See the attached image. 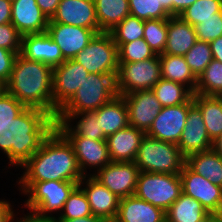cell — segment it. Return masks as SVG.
I'll use <instances>...</instances> for the list:
<instances>
[{
	"mask_svg": "<svg viewBox=\"0 0 222 222\" xmlns=\"http://www.w3.org/2000/svg\"><path fill=\"white\" fill-rule=\"evenodd\" d=\"M55 128V118L42 109L27 107L0 130V153L7 157L8 168H20L40 148Z\"/></svg>",
	"mask_w": 222,
	"mask_h": 222,
	"instance_id": "cell-1",
	"label": "cell"
},
{
	"mask_svg": "<svg viewBox=\"0 0 222 222\" xmlns=\"http://www.w3.org/2000/svg\"><path fill=\"white\" fill-rule=\"evenodd\" d=\"M22 168L18 181L79 182L84 177L72 145L56 128Z\"/></svg>",
	"mask_w": 222,
	"mask_h": 222,
	"instance_id": "cell-2",
	"label": "cell"
},
{
	"mask_svg": "<svg viewBox=\"0 0 222 222\" xmlns=\"http://www.w3.org/2000/svg\"><path fill=\"white\" fill-rule=\"evenodd\" d=\"M52 68L40 61L16 56L8 81L3 86L26 107L38 108L56 118L53 105Z\"/></svg>",
	"mask_w": 222,
	"mask_h": 222,
	"instance_id": "cell-3",
	"label": "cell"
},
{
	"mask_svg": "<svg viewBox=\"0 0 222 222\" xmlns=\"http://www.w3.org/2000/svg\"><path fill=\"white\" fill-rule=\"evenodd\" d=\"M19 192L27 198L24 207L42 217L59 216L71 192L79 182L72 181H16ZM53 214H56L53 215ZM58 214V215H57Z\"/></svg>",
	"mask_w": 222,
	"mask_h": 222,
	"instance_id": "cell-4",
	"label": "cell"
},
{
	"mask_svg": "<svg viewBox=\"0 0 222 222\" xmlns=\"http://www.w3.org/2000/svg\"><path fill=\"white\" fill-rule=\"evenodd\" d=\"M116 76L88 74L74 96L58 111L55 122H63L69 115L94 112L116 95Z\"/></svg>",
	"mask_w": 222,
	"mask_h": 222,
	"instance_id": "cell-5",
	"label": "cell"
},
{
	"mask_svg": "<svg viewBox=\"0 0 222 222\" xmlns=\"http://www.w3.org/2000/svg\"><path fill=\"white\" fill-rule=\"evenodd\" d=\"M134 162L141 172L180 174L186 158L176 144L145 134Z\"/></svg>",
	"mask_w": 222,
	"mask_h": 222,
	"instance_id": "cell-6",
	"label": "cell"
},
{
	"mask_svg": "<svg viewBox=\"0 0 222 222\" xmlns=\"http://www.w3.org/2000/svg\"><path fill=\"white\" fill-rule=\"evenodd\" d=\"M181 193L179 174L140 172L134 195L166 211Z\"/></svg>",
	"mask_w": 222,
	"mask_h": 222,
	"instance_id": "cell-7",
	"label": "cell"
},
{
	"mask_svg": "<svg viewBox=\"0 0 222 222\" xmlns=\"http://www.w3.org/2000/svg\"><path fill=\"white\" fill-rule=\"evenodd\" d=\"M118 64L115 78L117 95L152 90L162 78L158 54L144 61Z\"/></svg>",
	"mask_w": 222,
	"mask_h": 222,
	"instance_id": "cell-8",
	"label": "cell"
},
{
	"mask_svg": "<svg viewBox=\"0 0 222 222\" xmlns=\"http://www.w3.org/2000/svg\"><path fill=\"white\" fill-rule=\"evenodd\" d=\"M73 59L90 74L118 73V47L109 32L97 33Z\"/></svg>",
	"mask_w": 222,
	"mask_h": 222,
	"instance_id": "cell-9",
	"label": "cell"
},
{
	"mask_svg": "<svg viewBox=\"0 0 222 222\" xmlns=\"http://www.w3.org/2000/svg\"><path fill=\"white\" fill-rule=\"evenodd\" d=\"M140 172L134 161H111L92 176L121 199L135 194Z\"/></svg>",
	"mask_w": 222,
	"mask_h": 222,
	"instance_id": "cell-10",
	"label": "cell"
},
{
	"mask_svg": "<svg viewBox=\"0 0 222 222\" xmlns=\"http://www.w3.org/2000/svg\"><path fill=\"white\" fill-rule=\"evenodd\" d=\"M88 71L74 59L52 69L53 105L59 111L87 79Z\"/></svg>",
	"mask_w": 222,
	"mask_h": 222,
	"instance_id": "cell-11",
	"label": "cell"
},
{
	"mask_svg": "<svg viewBox=\"0 0 222 222\" xmlns=\"http://www.w3.org/2000/svg\"><path fill=\"white\" fill-rule=\"evenodd\" d=\"M182 193L199 201L209 213L222 214V187L192 171L186 164L179 174Z\"/></svg>",
	"mask_w": 222,
	"mask_h": 222,
	"instance_id": "cell-12",
	"label": "cell"
},
{
	"mask_svg": "<svg viewBox=\"0 0 222 222\" xmlns=\"http://www.w3.org/2000/svg\"><path fill=\"white\" fill-rule=\"evenodd\" d=\"M193 104L192 97L187 103L171 107H162L146 134L157 140L177 145L186 124L189 108Z\"/></svg>",
	"mask_w": 222,
	"mask_h": 222,
	"instance_id": "cell-13",
	"label": "cell"
},
{
	"mask_svg": "<svg viewBox=\"0 0 222 222\" xmlns=\"http://www.w3.org/2000/svg\"><path fill=\"white\" fill-rule=\"evenodd\" d=\"M78 186L85 193L92 215L103 221H114L118 214L120 198L102 185L92 175L84 176Z\"/></svg>",
	"mask_w": 222,
	"mask_h": 222,
	"instance_id": "cell-14",
	"label": "cell"
},
{
	"mask_svg": "<svg viewBox=\"0 0 222 222\" xmlns=\"http://www.w3.org/2000/svg\"><path fill=\"white\" fill-rule=\"evenodd\" d=\"M128 109L129 124L147 133L162 109L152 90L136 91L123 95Z\"/></svg>",
	"mask_w": 222,
	"mask_h": 222,
	"instance_id": "cell-15",
	"label": "cell"
},
{
	"mask_svg": "<svg viewBox=\"0 0 222 222\" xmlns=\"http://www.w3.org/2000/svg\"><path fill=\"white\" fill-rule=\"evenodd\" d=\"M64 137L72 145L79 167L84 176L95 174L111 162L106 141L93 140L81 136ZM87 169H90L89 172ZM91 169H94L93 172ZM90 171L92 173H90Z\"/></svg>",
	"mask_w": 222,
	"mask_h": 222,
	"instance_id": "cell-16",
	"label": "cell"
},
{
	"mask_svg": "<svg viewBox=\"0 0 222 222\" xmlns=\"http://www.w3.org/2000/svg\"><path fill=\"white\" fill-rule=\"evenodd\" d=\"M46 33L60 47L66 60L73 59L100 31L62 23H49Z\"/></svg>",
	"mask_w": 222,
	"mask_h": 222,
	"instance_id": "cell-17",
	"label": "cell"
},
{
	"mask_svg": "<svg viewBox=\"0 0 222 222\" xmlns=\"http://www.w3.org/2000/svg\"><path fill=\"white\" fill-rule=\"evenodd\" d=\"M210 139L200 109L193 104L188 111L186 124L180 136L179 147L182 155L188 156L212 149Z\"/></svg>",
	"mask_w": 222,
	"mask_h": 222,
	"instance_id": "cell-18",
	"label": "cell"
},
{
	"mask_svg": "<svg viewBox=\"0 0 222 222\" xmlns=\"http://www.w3.org/2000/svg\"><path fill=\"white\" fill-rule=\"evenodd\" d=\"M49 23L99 30L94 0H61Z\"/></svg>",
	"mask_w": 222,
	"mask_h": 222,
	"instance_id": "cell-19",
	"label": "cell"
},
{
	"mask_svg": "<svg viewBox=\"0 0 222 222\" xmlns=\"http://www.w3.org/2000/svg\"><path fill=\"white\" fill-rule=\"evenodd\" d=\"M20 54L29 60L40 61L52 69L65 61L60 47L46 32L22 36Z\"/></svg>",
	"mask_w": 222,
	"mask_h": 222,
	"instance_id": "cell-20",
	"label": "cell"
},
{
	"mask_svg": "<svg viewBox=\"0 0 222 222\" xmlns=\"http://www.w3.org/2000/svg\"><path fill=\"white\" fill-rule=\"evenodd\" d=\"M11 23L24 36L46 32L49 19L36 0H15L12 2Z\"/></svg>",
	"mask_w": 222,
	"mask_h": 222,
	"instance_id": "cell-21",
	"label": "cell"
},
{
	"mask_svg": "<svg viewBox=\"0 0 222 222\" xmlns=\"http://www.w3.org/2000/svg\"><path fill=\"white\" fill-rule=\"evenodd\" d=\"M145 132L133 126H127L106 138L112 162H133Z\"/></svg>",
	"mask_w": 222,
	"mask_h": 222,
	"instance_id": "cell-22",
	"label": "cell"
},
{
	"mask_svg": "<svg viewBox=\"0 0 222 222\" xmlns=\"http://www.w3.org/2000/svg\"><path fill=\"white\" fill-rule=\"evenodd\" d=\"M114 222H166V213L133 195L120 199Z\"/></svg>",
	"mask_w": 222,
	"mask_h": 222,
	"instance_id": "cell-23",
	"label": "cell"
},
{
	"mask_svg": "<svg viewBox=\"0 0 222 222\" xmlns=\"http://www.w3.org/2000/svg\"><path fill=\"white\" fill-rule=\"evenodd\" d=\"M55 128L63 136H81L106 141L104 132L93 112L71 114L63 122H55Z\"/></svg>",
	"mask_w": 222,
	"mask_h": 222,
	"instance_id": "cell-24",
	"label": "cell"
},
{
	"mask_svg": "<svg viewBox=\"0 0 222 222\" xmlns=\"http://www.w3.org/2000/svg\"><path fill=\"white\" fill-rule=\"evenodd\" d=\"M197 42L194 27L179 16L168 18L167 41L163 54L184 56Z\"/></svg>",
	"mask_w": 222,
	"mask_h": 222,
	"instance_id": "cell-25",
	"label": "cell"
},
{
	"mask_svg": "<svg viewBox=\"0 0 222 222\" xmlns=\"http://www.w3.org/2000/svg\"><path fill=\"white\" fill-rule=\"evenodd\" d=\"M93 113L99 121L105 139L130 125L127 105L121 95H116L111 101L103 104Z\"/></svg>",
	"mask_w": 222,
	"mask_h": 222,
	"instance_id": "cell-26",
	"label": "cell"
},
{
	"mask_svg": "<svg viewBox=\"0 0 222 222\" xmlns=\"http://www.w3.org/2000/svg\"><path fill=\"white\" fill-rule=\"evenodd\" d=\"M186 165L196 174L222 187V157L213 149L188 156Z\"/></svg>",
	"mask_w": 222,
	"mask_h": 222,
	"instance_id": "cell-27",
	"label": "cell"
},
{
	"mask_svg": "<svg viewBox=\"0 0 222 222\" xmlns=\"http://www.w3.org/2000/svg\"><path fill=\"white\" fill-rule=\"evenodd\" d=\"M159 59L163 79L181 83L195 93L197 77L186 63L184 56L159 54Z\"/></svg>",
	"mask_w": 222,
	"mask_h": 222,
	"instance_id": "cell-28",
	"label": "cell"
},
{
	"mask_svg": "<svg viewBox=\"0 0 222 222\" xmlns=\"http://www.w3.org/2000/svg\"><path fill=\"white\" fill-rule=\"evenodd\" d=\"M193 103L200 109L212 141L222 134V98L193 93Z\"/></svg>",
	"mask_w": 222,
	"mask_h": 222,
	"instance_id": "cell-29",
	"label": "cell"
},
{
	"mask_svg": "<svg viewBox=\"0 0 222 222\" xmlns=\"http://www.w3.org/2000/svg\"><path fill=\"white\" fill-rule=\"evenodd\" d=\"M100 32H109L130 15L129 0H94Z\"/></svg>",
	"mask_w": 222,
	"mask_h": 222,
	"instance_id": "cell-30",
	"label": "cell"
},
{
	"mask_svg": "<svg viewBox=\"0 0 222 222\" xmlns=\"http://www.w3.org/2000/svg\"><path fill=\"white\" fill-rule=\"evenodd\" d=\"M166 222H197L209 212L191 196L181 193L180 197L165 211Z\"/></svg>",
	"mask_w": 222,
	"mask_h": 222,
	"instance_id": "cell-31",
	"label": "cell"
},
{
	"mask_svg": "<svg viewBox=\"0 0 222 222\" xmlns=\"http://www.w3.org/2000/svg\"><path fill=\"white\" fill-rule=\"evenodd\" d=\"M152 91L162 107L187 103L193 97V92L187 86L163 78L152 88Z\"/></svg>",
	"mask_w": 222,
	"mask_h": 222,
	"instance_id": "cell-32",
	"label": "cell"
},
{
	"mask_svg": "<svg viewBox=\"0 0 222 222\" xmlns=\"http://www.w3.org/2000/svg\"><path fill=\"white\" fill-rule=\"evenodd\" d=\"M195 94L205 96L222 95V63L212 59L202 74L197 78Z\"/></svg>",
	"mask_w": 222,
	"mask_h": 222,
	"instance_id": "cell-33",
	"label": "cell"
},
{
	"mask_svg": "<svg viewBox=\"0 0 222 222\" xmlns=\"http://www.w3.org/2000/svg\"><path fill=\"white\" fill-rule=\"evenodd\" d=\"M114 43L119 48L123 43H129L143 38L144 21L137 17L128 15L112 30L109 31Z\"/></svg>",
	"mask_w": 222,
	"mask_h": 222,
	"instance_id": "cell-34",
	"label": "cell"
},
{
	"mask_svg": "<svg viewBox=\"0 0 222 222\" xmlns=\"http://www.w3.org/2000/svg\"><path fill=\"white\" fill-rule=\"evenodd\" d=\"M222 10V0H197L186 8L179 17L194 26L202 20L215 17V13Z\"/></svg>",
	"mask_w": 222,
	"mask_h": 222,
	"instance_id": "cell-35",
	"label": "cell"
},
{
	"mask_svg": "<svg viewBox=\"0 0 222 222\" xmlns=\"http://www.w3.org/2000/svg\"><path fill=\"white\" fill-rule=\"evenodd\" d=\"M168 19H155L144 21L143 39L155 52L163 54L167 41Z\"/></svg>",
	"mask_w": 222,
	"mask_h": 222,
	"instance_id": "cell-36",
	"label": "cell"
},
{
	"mask_svg": "<svg viewBox=\"0 0 222 222\" xmlns=\"http://www.w3.org/2000/svg\"><path fill=\"white\" fill-rule=\"evenodd\" d=\"M129 9L131 16L143 21L171 17L163 8V0H129Z\"/></svg>",
	"mask_w": 222,
	"mask_h": 222,
	"instance_id": "cell-37",
	"label": "cell"
},
{
	"mask_svg": "<svg viewBox=\"0 0 222 222\" xmlns=\"http://www.w3.org/2000/svg\"><path fill=\"white\" fill-rule=\"evenodd\" d=\"M92 215L89 202L83 190L77 186L69 195L59 216L54 219H76Z\"/></svg>",
	"mask_w": 222,
	"mask_h": 222,
	"instance_id": "cell-38",
	"label": "cell"
},
{
	"mask_svg": "<svg viewBox=\"0 0 222 222\" xmlns=\"http://www.w3.org/2000/svg\"><path fill=\"white\" fill-rule=\"evenodd\" d=\"M184 58L193 74L198 78L213 59L210 44L197 40Z\"/></svg>",
	"mask_w": 222,
	"mask_h": 222,
	"instance_id": "cell-39",
	"label": "cell"
},
{
	"mask_svg": "<svg viewBox=\"0 0 222 222\" xmlns=\"http://www.w3.org/2000/svg\"><path fill=\"white\" fill-rule=\"evenodd\" d=\"M155 55V52L146 41L141 38L129 43H123L118 48V63L144 61Z\"/></svg>",
	"mask_w": 222,
	"mask_h": 222,
	"instance_id": "cell-40",
	"label": "cell"
},
{
	"mask_svg": "<svg viewBox=\"0 0 222 222\" xmlns=\"http://www.w3.org/2000/svg\"><path fill=\"white\" fill-rule=\"evenodd\" d=\"M27 107L6 90L0 91V130L18 117Z\"/></svg>",
	"mask_w": 222,
	"mask_h": 222,
	"instance_id": "cell-41",
	"label": "cell"
},
{
	"mask_svg": "<svg viewBox=\"0 0 222 222\" xmlns=\"http://www.w3.org/2000/svg\"><path fill=\"white\" fill-rule=\"evenodd\" d=\"M197 40L210 43L222 36V10L215 13V17L202 20V23L193 26Z\"/></svg>",
	"mask_w": 222,
	"mask_h": 222,
	"instance_id": "cell-42",
	"label": "cell"
},
{
	"mask_svg": "<svg viewBox=\"0 0 222 222\" xmlns=\"http://www.w3.org/2000/svg\"><path fill=\"white\" fill-rule=\"evenodd\" d=\"M22 35L12 23L0 25V48L20 52Z\"/></svg>",
	"mask_w": 222,
	"mask_h": 222,
	"instance_id": "cell-43",
	"label": "cell"
},
{
	"mask_svg": "<svg viewBox=\"0 0 222 222\" xmlns=\"http://www.w3.org/2000/svg\"><path fill=\"white\" fill-rule=\"evenodd\" d=\"M19 53L0 48V84L2 86L8 81L15 58Z\"/></svg>",
	"mask_w": 222,
	"mask_h": 222,
	"instance_id": "cell-44",
	"label": "cell"
},
{
	"mask_svg": "<svg viewBox=\"0 0 222 222\" xmlns=\"http://www.w3.org/2000/svg\"><path fill=\"white\" fill-rule=\"evenodd\" d=\"M197 0H163V8L171 16H179L186 8Z\"/></svg>",
	"mask_w": 222,
	"mask_h": 222,
	"instance_id": "cell-45",
	"label": "cell"
},
{
	"mask_svg": "<svg viewBox=\"0 0 222 222\" xmlns=\"http://www.w3.org/2000/svg\"><path fill=\"white\" fill-rule=\"evenodd\" d=\"M22 215L23 216L19 218V217H16L17 213H14L11 222H54L53 218L42 217L30 210H29V213L27 212L26 214L24 213Z\"/></svg>",
	"mask_w": 222,
	"mask_h": 222,
	"instance_id": "cell-46",
	"label": "cell"
},
{
	"mask_svg": "<svg viewBox=\"0 0 222 222\" xmlns=\"http://www.w3.org/2000/svg\"><path fill=\"white\" fill-rule=\"evenodd\" d=\"M61 0H36L44 15L50 20L55 14Z\"/></svg>",
	"mask_w": 222,
	"mask_h": 222,
	"instance_id": "cell-47",
	"label": "cell"
},
{
	"mask_svg": "<svg viewBox=\"0 0 222 222\" xmlns=\"http://www.w3.org/2000/svg\"><path fill=\"white\" fill-rule=\"evenodd\" d=\"M13 204L9 200L0 199V222H11L14 215Z\"/></svg>",
	"mask_w": 222,
	"mask_h": 222,
	"instance_id": "cell-48",
	"label": "cell"
},
{
	"mask_svg": "<svg viewBox=\"0 0 222 222\" xmlns=\"http://www.w3.org/2000/svg\"><path fill=\"white\" fill-rule=\"evenodd\" d=\"M11 8L10 0H0V25L11 23Z\"/></svg>",
	"mask_w": 222,
	"mask_h": 222,
	"instance_id": "cell-49",
	"label": "cell"
},
{
	"mask_svg": "<svg viewBox=\"0 0 222 222\" xmlns=\"http://www.w3.org/2000/svg\"><path fill=\"white\" fill-rule=\"evenodd\" d=\"M209 44L211 47L213 59L222 63V36L212 40Z\"/></svg>",
	"mask_w": 222,
	"mask_h": 222,
	"instance_id": "cell-50",
	"label": "cell"
},
{
	"mask_svg": "<svg viewBox=\"0 0 222 222\" xmlns=\"http://www.w3.org/2000/svg\"><path fill=\"white\" fill-rule=\"evenodd\" d=\"M54 222H104L101 218L94 215L79 217L76 219H54Z\"/></svg>",
	"mask_w": 222,
	"mask_h": 222,
	"instance_id": "cell-51",
	"label": "cell"
},
{
	"mask_svg": "<svg viewBox=\"0 0 222 222\" xmlns=\"http://www.w3.org/2000/svg\"><path fill=\"white\" fill-rule=\"evenodd\" d=\"M197 222H222V214L208 213L203 219Z\"/></svg>",
	"mask_w": 222,
	"mask_h": 222,
	"instance_id": "cell-52",
	"label": "cell"
},
{
	"mask_svg": "<svg viewBox=\"0 0 222 222\" xmlns=\"http://www.w3.org/2000/svg\"><path fill=\"white\" fill-rule=\"evenodd\" d=\"M212 149L222 157V134L213 141Z\"/></svg>",
	"mask_w": 222,
	"mask_h": 222,
	"instance_id": "cell-53",
	"label": "cell"
}]
</instances>
